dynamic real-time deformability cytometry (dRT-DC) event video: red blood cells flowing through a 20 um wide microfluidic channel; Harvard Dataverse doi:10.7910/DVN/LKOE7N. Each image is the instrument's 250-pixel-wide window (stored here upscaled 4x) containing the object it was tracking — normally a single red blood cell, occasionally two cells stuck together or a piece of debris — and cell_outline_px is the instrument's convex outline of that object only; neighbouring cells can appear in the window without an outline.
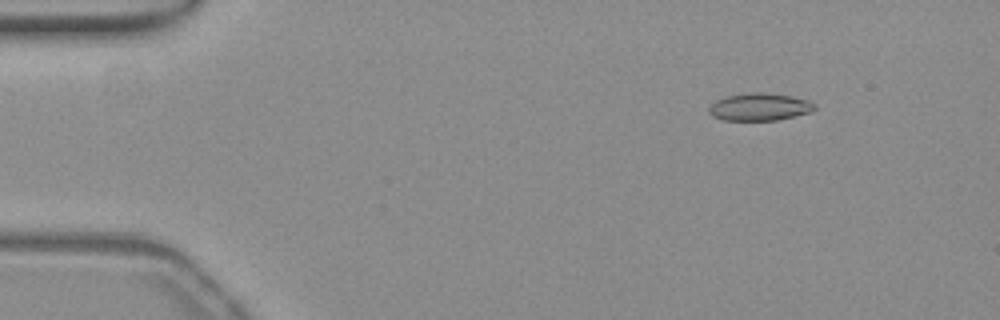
{"species": "common noctule bat (a hibernating species)", "species_latin": "Nyctalus noctula", "temperature_condition": "warm", "stored_images_in_passage": 54, "camera_frame_rate_fps": 3000, "um_per_image_px": 0.085, "animal": {"sex": "female", "body_mass_g": 19.3, "forearm_length_mm": 54.1}, "frame": {"image": 1, "passage_image": 7, "time_ms": 2.0, "image_size_px": [1000, 320], "cell_outline_px": [[816, 108], [812, 112], [776, 120], [724, 120], [712, 116], [708, 112], [708, 108], [716, 100], [724, 96], [748, 92], [764, 92], [792, 96], [808, 100], [816, 104]], "centroid_in_image_um": [64.56, 9.07], "position_along_channel_um": 20.4, "area_um2": 17.11}}
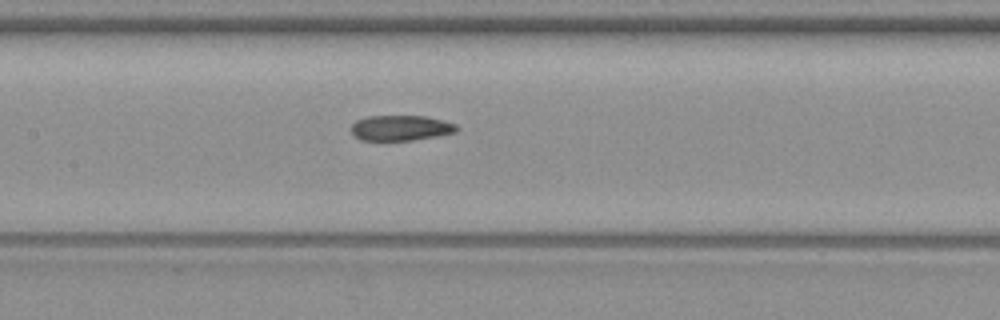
{"frame": {"image": 2, "passage_image": 26, "time_ms": 8.333, "image_size_px": [1000, 320], "cell_outline_px": [[460, 128], [456, 132], [436, 136], [412, 140], [360, 140], [352, 132], [352, 124], [356, 120], [368, 116], [424, 116], [456, 124]], "centroid_in_image_um": [34.06, 10.87], "position_along_channel_um": 173.3, "area_um2": 15.43}}
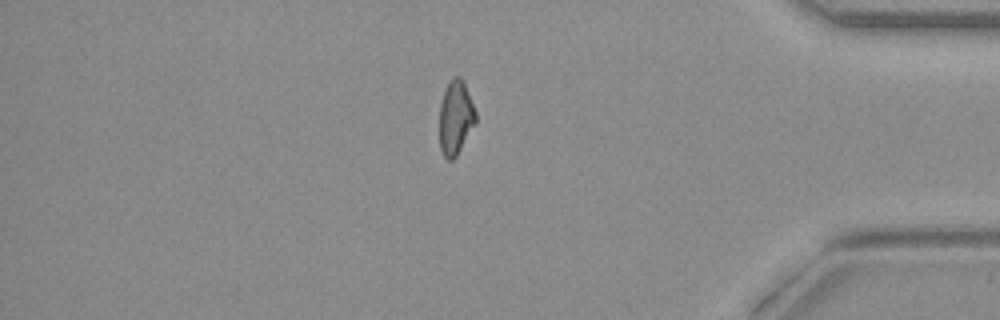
{"frame": {"image": 3, "passage_image": 46, "time_ms": 15.0, "image_size_px": [1000, 320], "cell_outline_px": [[476, 120], [456, 156], [452, 160], [448, 160], [444, 156], [440, 148], [440, 104], [448, 80], [452, 76], [460, 76], [464, 80], [476, 112]], "centroid_in_image_um": [38.72, 9.93], "position_along_channel_um": 396.5, "area_um2": 15.55}, "authors_computed_cell_mechanics": {"area_um2": 16.5308, "velocity_mm_per_s": 3.8391, "shape_relaxation_time_tau1_ms": null, "shape_relaxation_time_tau2_ms": 10.3347, "deformation_change_tau1": null, "deformation_change_tau2": 0.1429}}